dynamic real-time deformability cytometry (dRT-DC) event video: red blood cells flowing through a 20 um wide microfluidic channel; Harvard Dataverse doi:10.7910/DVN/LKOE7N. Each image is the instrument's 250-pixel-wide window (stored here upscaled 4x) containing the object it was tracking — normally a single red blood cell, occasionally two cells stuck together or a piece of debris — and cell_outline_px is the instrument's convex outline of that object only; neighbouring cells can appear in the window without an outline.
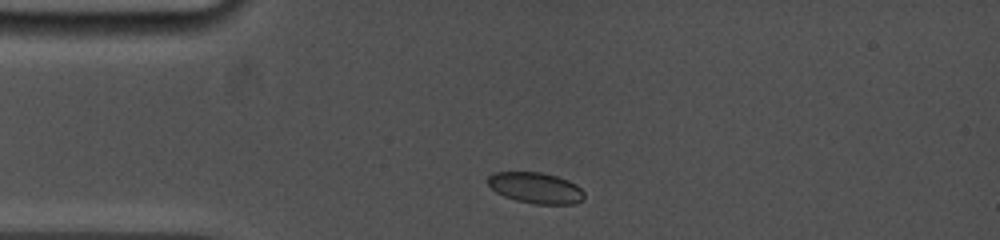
{"species": "common noctule bat (a hibernating species)", "species_latin": "Nyctalus noctula", "temperature_condition": "cold", "stored_images_in_passage": 2, "camera_frame_rate_fps": 5000, "um_per_image_px": 0.085, "animal": {"sex": "female", "body_mass_g": 19.0, "forearm_length_mm": 53.3}, "frame": {"image": 1, "passage_image": 1, "time_ms": 0.0, "image_size_px": [1000, 240], "cell_outline_px": [[584, 200], [572, 204], [536, 204], [516, 200], [504, 196], [496, 192], [488, 184], [488, 176], [492, 172], [540, 172], [556, 176], [568, 180], [576, 184], [584, 192]], "centroid_in_image_um": [45.54, 15.97], "position_along_channel_um": 39.5, "area_um2": 17.4}}